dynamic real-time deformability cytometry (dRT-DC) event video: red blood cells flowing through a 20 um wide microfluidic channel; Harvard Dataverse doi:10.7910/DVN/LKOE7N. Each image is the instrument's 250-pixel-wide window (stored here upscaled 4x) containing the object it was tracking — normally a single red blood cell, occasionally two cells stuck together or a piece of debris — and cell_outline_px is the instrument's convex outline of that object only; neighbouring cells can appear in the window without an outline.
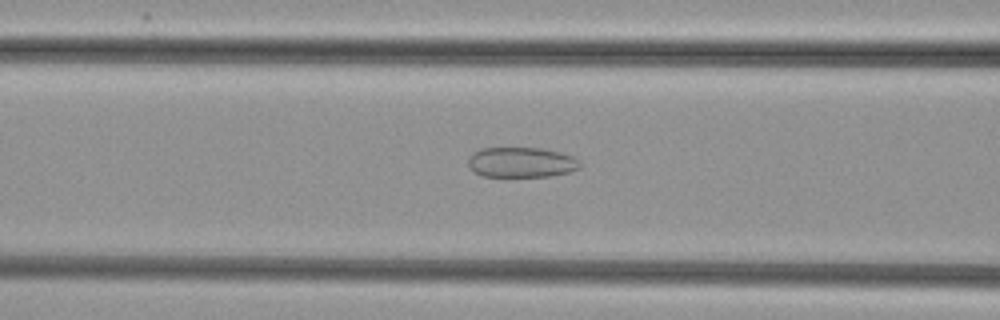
{"species": "common noctule bat (a hibernating species)", "species_latin": "Nyctalus noctula", "temperature_condition": "cold", "stored_images_in_passage": 39, "camera_frame_rate_fps": 3000, "um_per_image_px": 0.085, "animal": {"sex": "female", "body_mass_g": 29.2, "forearm_length_mm": 56.3}, "frame": {"image": 1, "passage_image": 8, "time_ms": 2.333, "image_size_px": [1000, 320], "cell_outline_px": [[580, 168], [568, 172], [552, 176], [484, 176], [476, 172], [468, 164], [468, 156], [472, 152], [480, 148], [540, 148], [560, 152], [572, 156], [580, 160]], "centroid_in_image_um": [44.32, 13.78], "position_along_channel_um": 122.3, "area_um2": 19.65}}
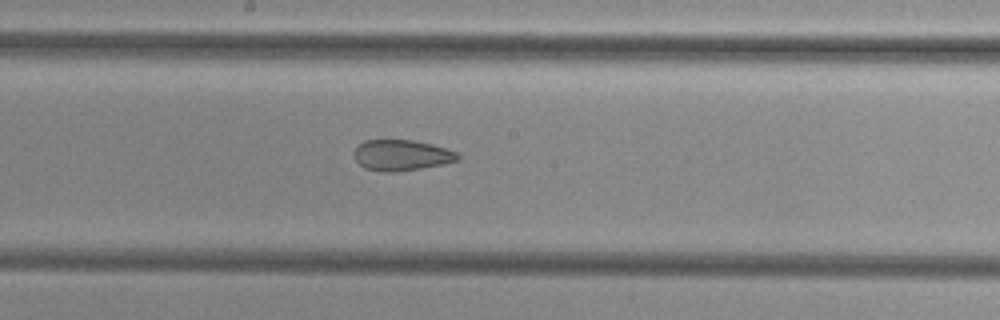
{"frame": {"image": 2, "passage_image": 15, "time_ms": 4.667, "image_size_px": [1000, 320], "cell_outline_px": [[460, 160], [444, 164], [420, 168], [392, 172], [384, 172], [364, 168], [356, 160], [352, 152], [364, 140], [416, 140], [432, 144], [456, 152], [460, 156]], "centroid_in_image_um": [34.13, 13.19], "position_along_channel_um": 214.1, "area_um2": 18.61}}
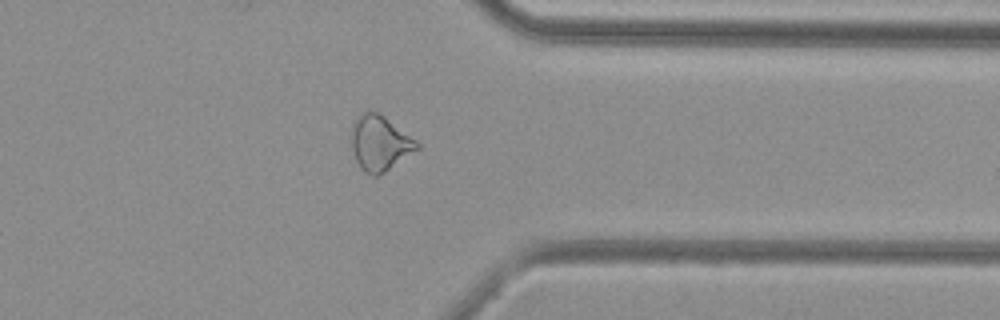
{"frame": {"image": 3, "passage_image": 28, "time_ms": 9.0, "image_size_px": [1000, 320], "cell_outline_px": [[420, 148], [384, 172], [376, 176], [372, 176], [364, 172], [360, 168], [356, 160], [352, 148], [352, 128], [356, 116], [360, 112], [376, 112], [384, 116], [416, 140], [420, 144]], "centroid_in_image_um": [32.28, 12.17], "position_along_channel_um": 379.1, "area_um2": 20.87}}